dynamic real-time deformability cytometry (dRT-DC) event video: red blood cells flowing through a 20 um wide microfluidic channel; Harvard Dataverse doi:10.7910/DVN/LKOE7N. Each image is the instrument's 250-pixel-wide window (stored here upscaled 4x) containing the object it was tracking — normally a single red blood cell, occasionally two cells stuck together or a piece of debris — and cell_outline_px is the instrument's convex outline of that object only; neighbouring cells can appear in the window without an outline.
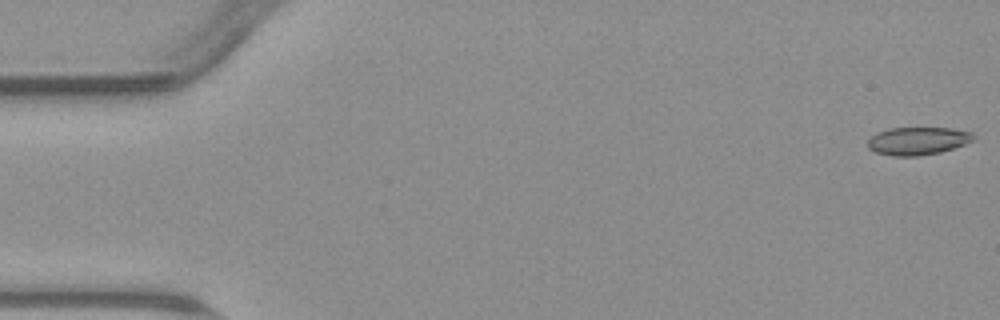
{"species": "common noctule bat (a hibernating species)", "species_latin": "Nyctalus noctula", "temperature_condition": "warm", "stored_images_in_passage": 55, "camera_frame_rate_fps": 3000, "um_per_image_px": 0.085, "animal": {"sex": "male", "body_mass_g": 23.1, "forearm_length_mm": 52.7}, "frame": {"image": 1, "passage_image": 1, "time_ms": 0.0, "image_size_px": [1000, 320], "cell_outline_px": [[976, 140], [940, 152], [916, 156], [892, 156], [876, 152], [868, 148], [868, 140], [876, 132], [888, 128], [952, 128], [972, 132], [976, 136]], "centroid_in_image_um": [78.02, 11.97], "position_along_channel_um": 7.0, "area_um2": 17.22}}
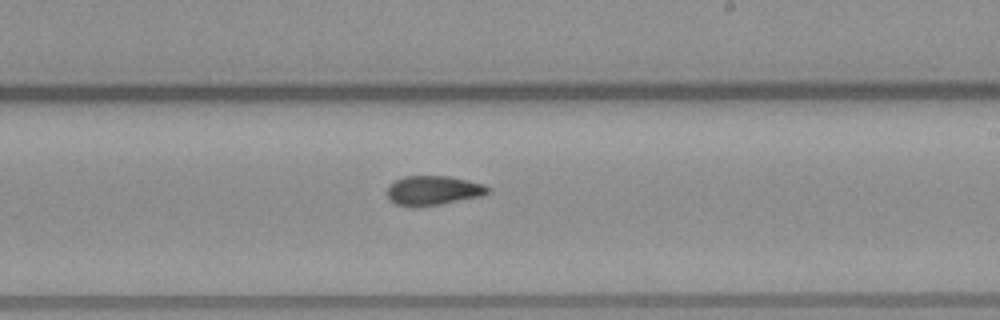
{"frame": {"image": 2, "passage_image": 32, "time_ms": 10.333, "image_size_px": [1000, 320], "cell_outline_px": [[492, 192], [480, 196], [440, 204], [416, 208], [408, 208], [396, 204], [388, 200], [388, 188], [396, 180], [404, 176], [448, 176], [468, 180], [484, 184], [492, 188]], "centroid_in_image_um": [36.84, 16.21], "position_along_channel_um": 252.2, "area_um2": 17.51}}
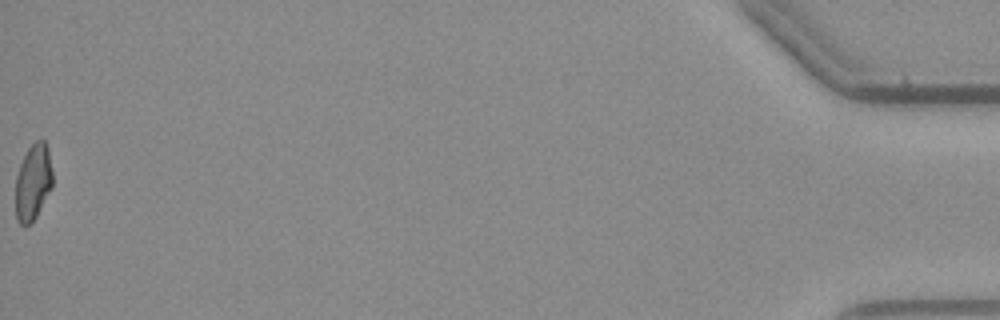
{"frame": {"image": 3, "passage_image": 55, "time_ms": 18.0, "image_size_px": [1000, 320], "cell_outline_px": [[52, 188], [32, 224], [24, 228], [16, 220], [16, 176], [20, 164], [28, 148], [36, 140], [44, 140], [48, 148], [52, 172]], "centroid_in_image_um": [2.81, 15.53], "position_along_channel_um": 432.4, "area_um2": 16.65}, "authors_computed_cell_mechanics": {"area_um2": 17.5134, "velocity_mm_per_s": 3.791, "shape_relaxation_time_tau1_ms": null, "shape_relaxation_time_tau2_ms": 3.1437, "deformation_change_tau1": null, "deformation_change_tau2": 0.0887}}